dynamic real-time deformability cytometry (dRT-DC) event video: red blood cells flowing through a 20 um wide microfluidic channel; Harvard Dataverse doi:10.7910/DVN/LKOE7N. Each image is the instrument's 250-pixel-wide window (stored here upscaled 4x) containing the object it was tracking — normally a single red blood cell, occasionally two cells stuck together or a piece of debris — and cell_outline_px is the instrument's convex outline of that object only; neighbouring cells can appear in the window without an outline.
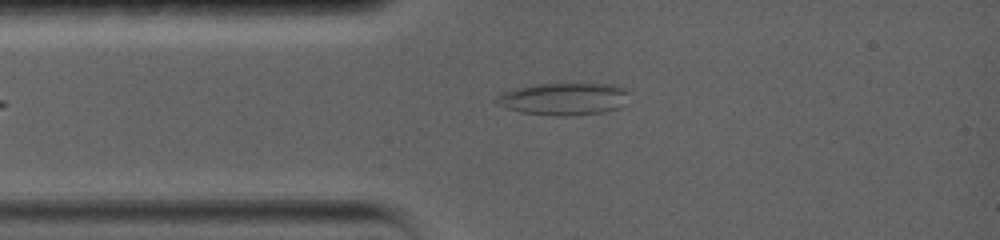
{"species": "common noctule bat (a hibernating species)", "species_latin": "Nyctalus noctula", "temperature_condition": "warm", "stored_images_in_passage": 3, "camera_frame_rate_fps": 5000, "um_per_image_px": 0.085, "animal": {"sex": "female", "body_mass_g": 19.0, "forearm_length_mm": 56.7}, "frame": {"image": 1, "passage_image": 3, "time_ms": 1.8, "image_size_px": [1000, 240], "cell_outline_px": [[628, 92], [620, 108], [604, 112], [572, 116], [556, 116], [520, 112], [508, 108], [492, 100], [500, 92], [516, 88], [536, 84], [620, 84], [628, 88]], "centroid_in_image_um": [47.92, 8.4], "position_along_channel_um": 37.1, "area_um2": 25.14}}